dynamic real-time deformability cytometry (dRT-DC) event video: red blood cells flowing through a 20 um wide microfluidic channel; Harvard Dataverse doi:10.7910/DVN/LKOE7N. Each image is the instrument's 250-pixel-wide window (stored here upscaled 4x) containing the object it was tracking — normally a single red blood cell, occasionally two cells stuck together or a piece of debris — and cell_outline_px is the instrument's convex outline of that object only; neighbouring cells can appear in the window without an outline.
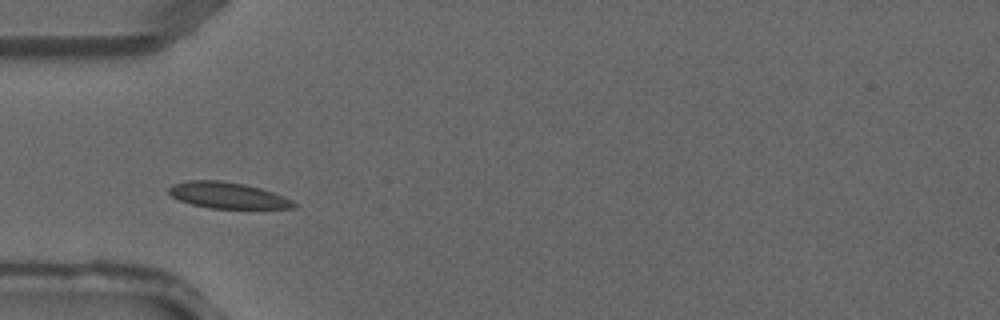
{"species": "common noctule bat (a hibernating species)", "species_latin": "Nyctalus noctula", "temperature_condition": "warm", "stored_images_in_passage": 5, "camera_frame_rate_fps": 3000, "um_per_image_px": 0.085, "animal": {"sex": "male", "forearm_length_mm": 52.5}, "frame": {"image": 1, "passage_image": 5, "time_ms": 1.333, "image_size_px": [1000, 320], "cell_outline_px": [[300, 204], [296, 208], [212, 208], [192, 204], [180, 200], [172, 196], [168, 192], [168, 188], [172, 184], [188, 180], [220, 180], [244, 184], [260, 188], [284, 196]], "centroid_in_image_um": [19.37, 16.6], "position_along_channel_um": 65.6, "area_um2": 19.02}}